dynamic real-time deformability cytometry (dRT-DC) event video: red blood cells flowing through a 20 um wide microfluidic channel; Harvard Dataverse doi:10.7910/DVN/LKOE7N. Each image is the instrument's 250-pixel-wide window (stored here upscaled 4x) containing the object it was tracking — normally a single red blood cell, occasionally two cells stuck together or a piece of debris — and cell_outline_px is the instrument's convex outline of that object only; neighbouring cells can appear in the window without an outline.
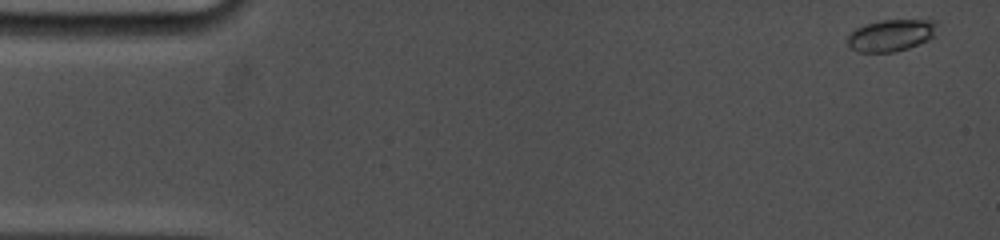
{"species": "common noctule bat (a hibernating species)", "species_latin": "Nyctalus noctula", "temperature_condition": "cold", "stored_images_in_passage": 73, "camera_frame_rate_fps": 5000, "um_per_image_px": 0.085, "animal": {"sex": "female", "body_mass_g": 19.0, "forearm_length_mm": 53.3}, "frame": {"image": 1, "passage_image": 1, "time_ms": 0.0, "image_size_px": [1000, 240], "cell_outline_px": [[936, 24], [932, 36], [928, 40], [908, 48], [892, 52], [860, 52], [852, 48], [848, 44], [848, 32], [864, 24], [880, 20], [936, 20]], "centroid_in_image_um": [75.69, 2.99], "position_along_channel_um": 9.3, "area_um2": 16.47}}
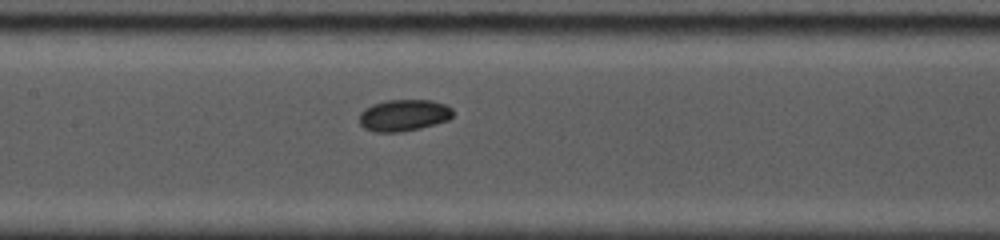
{"frame": {"image": 2, "passage_image": 34, "time_ms": 7.6, "image_size_px": [1000, 240], "cell_outline_px": [[452, 116], [448, 120], [420, 128], [400, 132], [376, 132], [364, 128], [360, 124], [360, 112], [364, 108], [372, 104], [388, 100], [432, 100], [444, 104], [452, 108]], "centroid_in_image_um": [34.3, 9.79], "position_along_channel_um": 173.1, "area_um2": 17.22}}
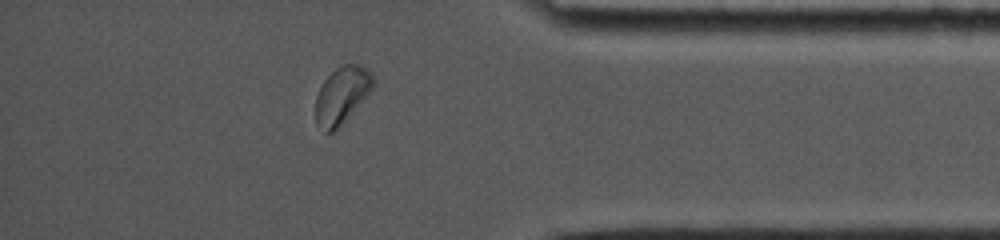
{"frame": {"image": 3, "passage_image": 63, "time_ms": 14.0, "image_size_px": [1000, 240], "cell_outline_px": [[376, 80], [372, 88], [340, 128], [336, 132], [324, 132], [316, 124], [316, 96], [324, 80], [336, 68], [344, 64], [356, 64], [368, 68], [376, 76]], "centroid_in_image_um": [29.08, 8.1], "position_along_channel_um": 406.1, "area_um2": 19.25}, "authors_computed_cell_mechanics": {"area_um2": 16.9932, "velocity_mm_per_s": 3.7953, "shape_relaxation_time_tau1_ms": 1.9304, "shape_relaxation_time_tau2_ms": 6.7665, "deformation_change_tau1": 0.0577, "deformation_change_tau2": 0.0794}}